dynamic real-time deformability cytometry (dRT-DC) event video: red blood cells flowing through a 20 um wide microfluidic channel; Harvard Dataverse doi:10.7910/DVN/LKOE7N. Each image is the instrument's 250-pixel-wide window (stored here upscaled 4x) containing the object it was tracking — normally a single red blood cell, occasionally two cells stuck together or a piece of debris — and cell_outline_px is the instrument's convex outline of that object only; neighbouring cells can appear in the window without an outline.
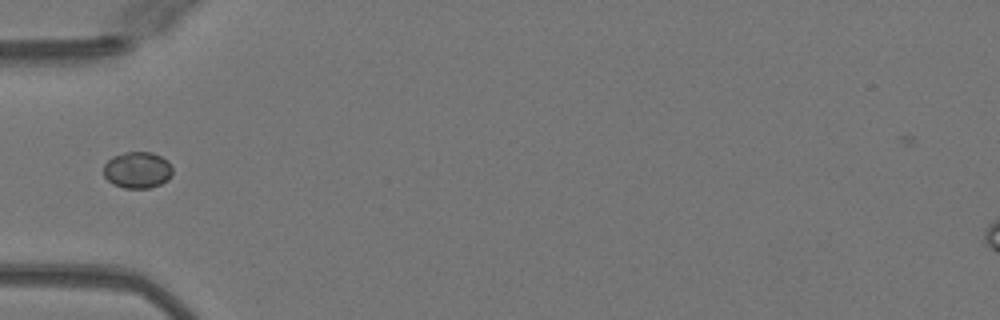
{"species": "Egyptian fruit bat (a non-hibernating species)", "species_latin": "Rousettus aegyptiacus", "temperature_condition": "warm", "stored_images_in_passage": 9, "camera_frame_rate_fps": 3000, "um_per_image_px": 0.085, "animal": {"sex": "female"}, "frame": {"image": 1, "passage_image": 1, "time_ms": 0.0, "image_size_px": [1000, 320], "cell_outline_px": [[172, 176], [168, 180], [160, 184], [148, 188], [124, 188], [112, 184], [104, 176], [104, 164], [112, 156], [124, 152], [152, 152], [168, 160], [172, 168]], "centroid_in_image_um": [11.68, 14.45], "position_along_channel_um": 73.3, "area_um2": 14.8}}
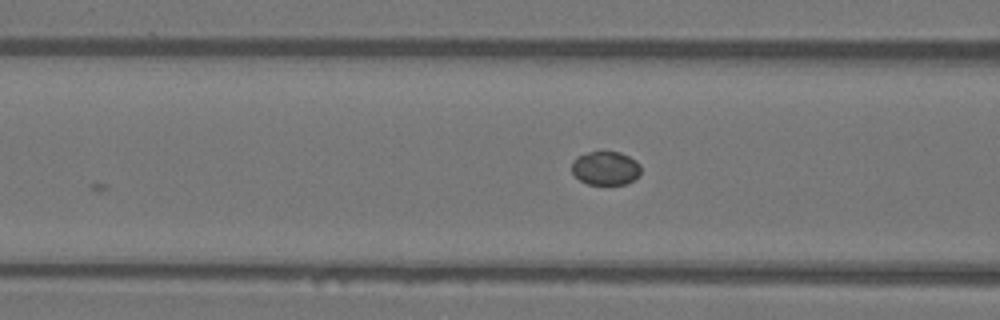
{"frame": {"image": 2, "passage_image": 4, "time_ms": 1.0, "image_size_px": [1000, 320], "cell_outline_px": [[640, 176], [624, 184], [588, 184], [580, 180], [572, 172], [572, 160], [576, 156], [588, 152], [620, 152], [636, 160], [640, 164]], "centroid_in_image_um": [51.47, 14.29], "position_along_channel_um": 115.1, "area_um2": 13.58}}